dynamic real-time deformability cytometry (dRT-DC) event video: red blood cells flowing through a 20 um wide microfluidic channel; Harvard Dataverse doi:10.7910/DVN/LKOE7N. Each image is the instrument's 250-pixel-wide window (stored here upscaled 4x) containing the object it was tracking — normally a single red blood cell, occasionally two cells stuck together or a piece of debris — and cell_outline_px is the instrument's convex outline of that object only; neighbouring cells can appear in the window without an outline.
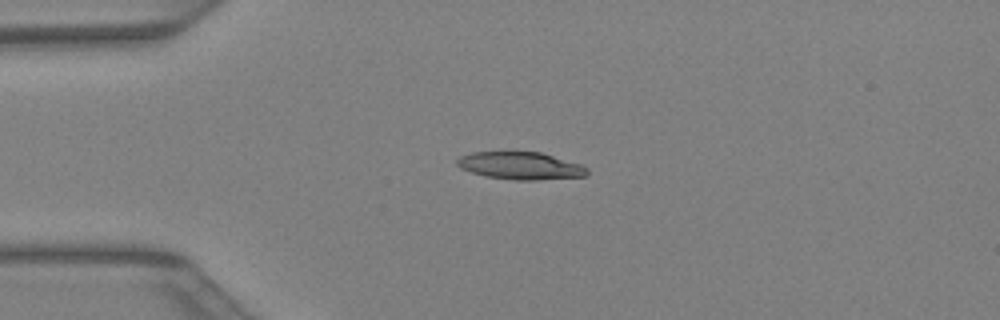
{"species": "Egyptian fruit bat (a non-hibernating species)", "species_latin": "Rousettus aegyptiacus", "temperature_condition": "warm", "stored_images_in_passage": 32, "camera_frame_rate_fps": 3000, "um_per_image_px": 0.085, "animal": {"sex": "female"}, "frame": {"image": 1, "passage_image": 1, "time_ms": 0.0, "image_size_px": [1000, 320], "cell_outline_px": [[588, 176], [536, 180], [516, 180], [484, 176], [460, 168], [456, 164], [456, 160], [460, 156], [472, 152], [540, 152], [580, 164], [588, 168]], "centroid_in_image_um": [44.24, 14.09], "position_along_channel_um": 40.8, "area_um2": 20.81}}
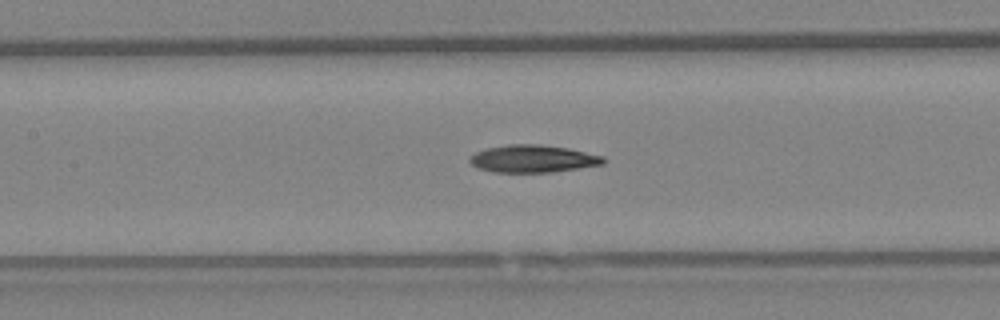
{"frame": {"image": 2, "passage_image": 10, "time_ms": 3.0, "image_size_px": [1000, 320], "cell_outline_px": [[604, 164], [552, 172], [496, 172], [476, 168], [468, 160], [476, 152], [488, 148], [508, 144], [540, 144], [568, 148], [604, 156]], "centroid_in_image_um": [45.3, 13.49], "position_along_channel_um": 162.1, "area_um2": 21.27}}
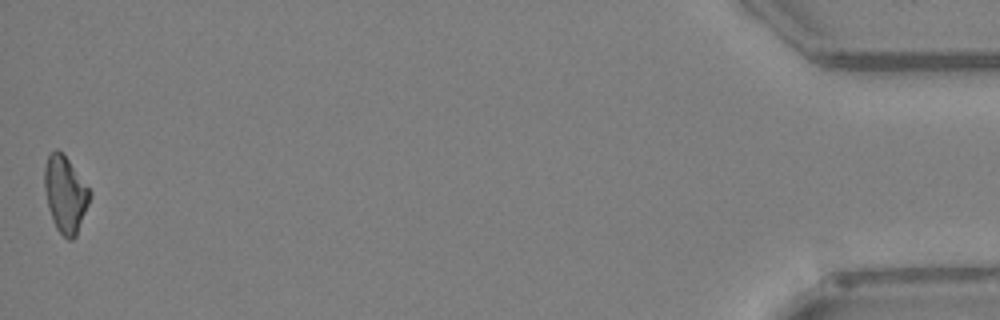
{"frame": {"image": 3, "passage_image": 32, "time_ms": 10.333, "image_size_px": [1000, 320], "cell_outline_px": [[92, 196], [76, 236], [72, 240], [68, 240], [56, 228], [48, 208], [44, 188], [44, 168], [48, 156], [56, 148], [68, 160], [92, 192]], "centroid_in_image_um": [5.56, 16.54], "position_along_channel_um": 429.6, "area_um2": 20.06}}